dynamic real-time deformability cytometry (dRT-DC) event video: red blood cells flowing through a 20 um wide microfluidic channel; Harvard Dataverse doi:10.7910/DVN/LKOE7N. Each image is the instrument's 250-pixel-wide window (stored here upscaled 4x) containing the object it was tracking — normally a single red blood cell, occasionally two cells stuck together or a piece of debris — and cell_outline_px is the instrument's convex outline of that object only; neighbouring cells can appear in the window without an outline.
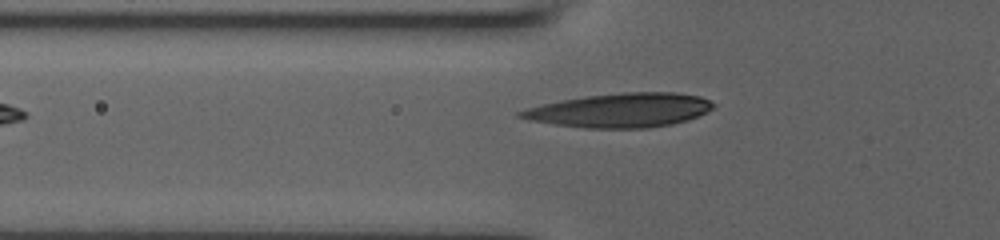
{"species": "human", "species_latin": "Homo sapiens", "temperature_condition": "room temperature", "stored_images_in_passage": 4, "camera_frame_rate_fps": 3000, "um_per_image_px": 0.085, "donor": {"sex": "male"}, "frame": {"image": 1, "passage_image": 3, "time_ms": 1.0, "image_size_px": [1000, 240], "cell_outline_px": [[716, 104], [708, 112], [688, 120], [672, 124], [648, 128], [584, 128], [552, 124], [528, 120], [516, 116], [516, 112], [524, 108], [584, 96], [624, 92], [676, 92], [700, 96]], "centroid_in_image_um": [52.72, 9.37], "position_along_channel_um": 73.1, "area_um2": 38.49}}